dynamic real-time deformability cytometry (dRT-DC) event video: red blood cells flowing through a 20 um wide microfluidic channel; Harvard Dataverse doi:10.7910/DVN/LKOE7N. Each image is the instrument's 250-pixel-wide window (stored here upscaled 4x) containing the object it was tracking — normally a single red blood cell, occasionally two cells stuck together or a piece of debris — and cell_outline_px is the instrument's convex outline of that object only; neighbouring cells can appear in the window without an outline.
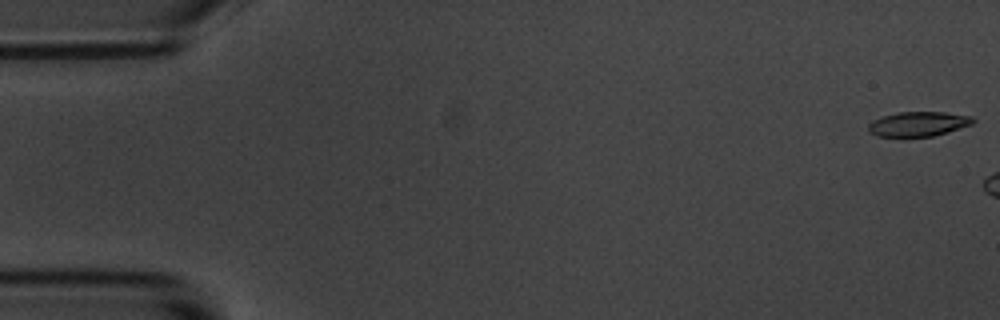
{"species": "common noctule bat (a hibernating species)", "species_latin": "Nyctalus noctula", "temperature_condition": "room temperature", "stored_images_in_passage": 4, "camera_frame_rate_fps": 3000, "um_per_image_px": 0.085, "animal": {"sex": "male", "body_mass_g": 20.1, "forearm_length_mm": 53.5}, "frame": {"image": 1, "passage_image": 1, "time_ms": 0.0, "image_size_px": [1000, 320], "cell_outline_px": [[976, 120], [972, 124], [932, 136], [876, 136], [868, 132], [868, 124], [872, 120], [884, 116], [900, 112], [944, 112], [972, 116]], "centroid_in_image_um": [78.04, 10.53], "position_along_channel_um": 7.0, "area_um2": 14.85}}